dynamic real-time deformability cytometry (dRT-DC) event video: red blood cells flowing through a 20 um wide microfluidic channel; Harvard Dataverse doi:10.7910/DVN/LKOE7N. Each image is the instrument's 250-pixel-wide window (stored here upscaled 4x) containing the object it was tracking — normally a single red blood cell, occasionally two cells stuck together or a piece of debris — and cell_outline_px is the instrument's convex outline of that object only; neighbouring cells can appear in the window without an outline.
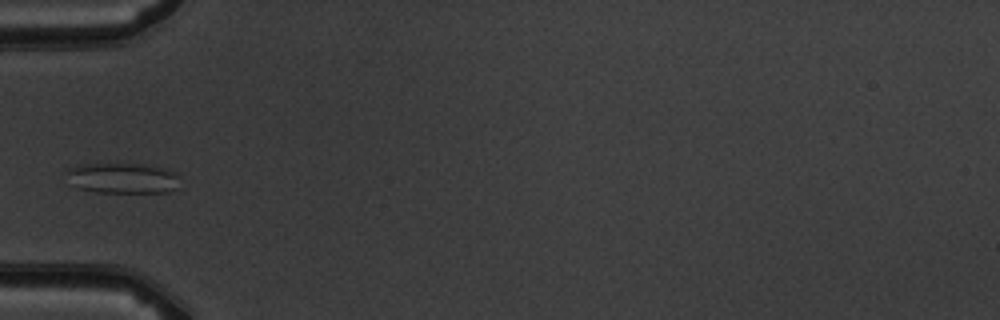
{"species": "common noctule bat (a hibernating species)", "species_latin": "Nyctalus noctula", "temperature_condition": "warm", "stored_images_in_passage": 6, "camera_frame_rate_fps": 3000, "um_per_image_px": 0.085, "animal": {"sex": "male", "body_mass_g": 19.5, "forearm_length_mm": 54.6}, "frame": {"image": 1, "passage_image": 5, "time_ms": 4.667, "image_size_px": [1000, 320], "cell_outline_px": [[176, 188], [168, 192], [96, 192], [76, 188], [68, 184], [64, 172], [68, 168], [76, 164], [116, 160], [144, 164], [176, 172]], "centroid_in_image_um": [10.23, 15.08], "position_along_channel_um": 74.8, "area_um2": 21.27}}
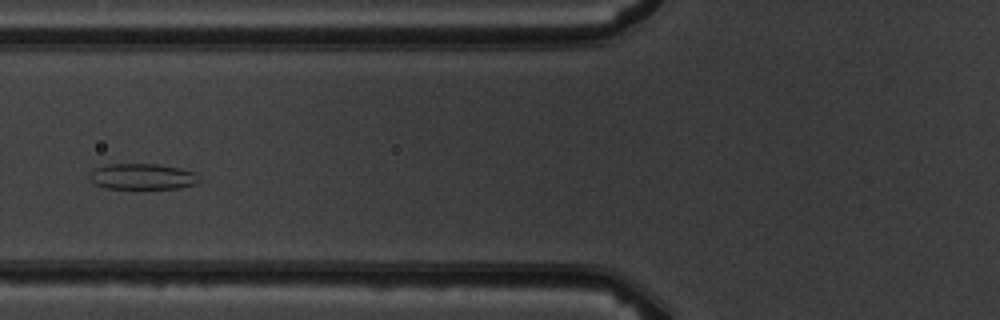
{"frame": {"image": 2, "passage_image": 6, "time_ms": 5.667, "image_size_px": [1000, 320], "cell_outline_px": [[200, 180], [196, 184], [180, 188], [104, 188], [96, 184], [88, 176], [96, 168], [104, 164], [156, 164], [180, 168], [196, 172], [200, 176]], "centroid_in_image_um": [12.15, 15.0], "position_along_channel_um": 113.6, "area_um2": 16.53}}